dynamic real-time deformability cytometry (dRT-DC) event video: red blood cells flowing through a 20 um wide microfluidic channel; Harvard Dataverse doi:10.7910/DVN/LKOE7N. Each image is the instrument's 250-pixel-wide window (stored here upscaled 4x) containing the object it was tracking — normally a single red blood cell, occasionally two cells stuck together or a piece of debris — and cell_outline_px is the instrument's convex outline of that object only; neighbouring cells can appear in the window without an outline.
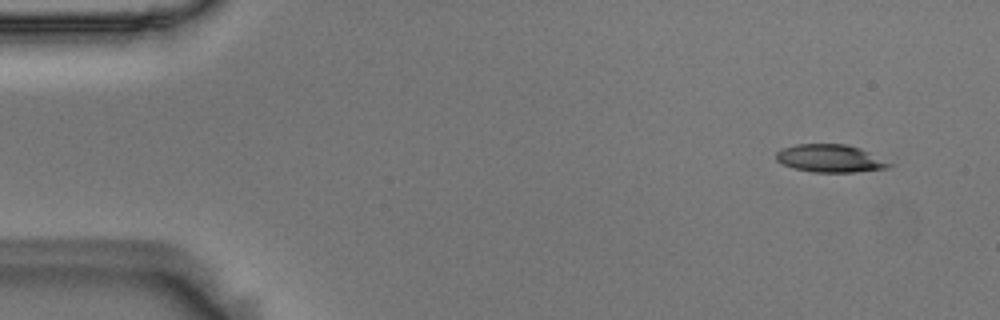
{"species": "Egyptian fruit bat (a non-hibernating species)", "species_latin": "Rousettus aegyptiacus", "temperature_condition": "room temperature", "stored_images_in_passage": 10, "camera_frame_rate_fps": 3000, "um_per_image_px": 0.085, "animal": {"sex": "male"}, "frame": {"image": 1, "passage_image": 1, "time_ms": 0.0, "image_size_px": [1000, 320], "cell_outline_px": [[892, 164], [888, 168], [852, 172], [812, 172], [796, 168], [784, 164], [776, 160], [776, 152], [780, 148], [796, 144], [844, 144], [860, 148]], "centroid_in_image_um": [70.51, 13.45], "position_along_channel_um": 14.5, "area_um2": 18.03}}
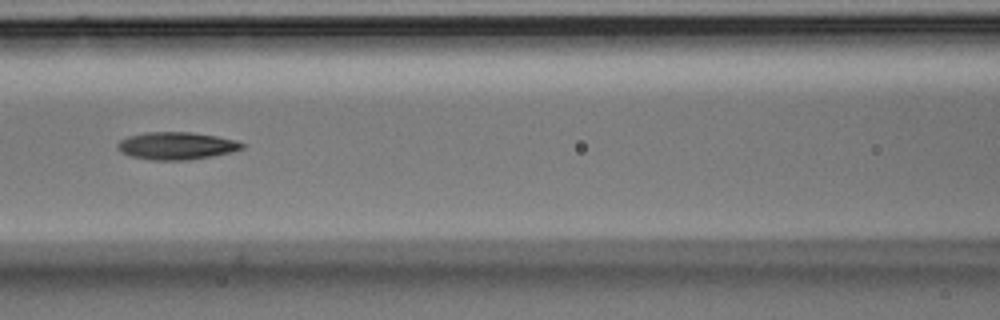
{"frame": {"image": 2, "passage_image": 6, "time_ms": 1.667, "image_size_px": [1000, 320], "cell_outline_px": [[244, 148], [232, 152], [212, 156], [188, 160], [152, 160], [128, 156], [120, 152], [116, 148], [116, 144], [120, 140], [128, 136], [144, 132], [188, 132], [216, 136], [236, 140], [244, 144]], "centroid_in_image_um": [14.95, 12.4], "position_along_channel_um": 151.6, "area_um2": 20.11}}
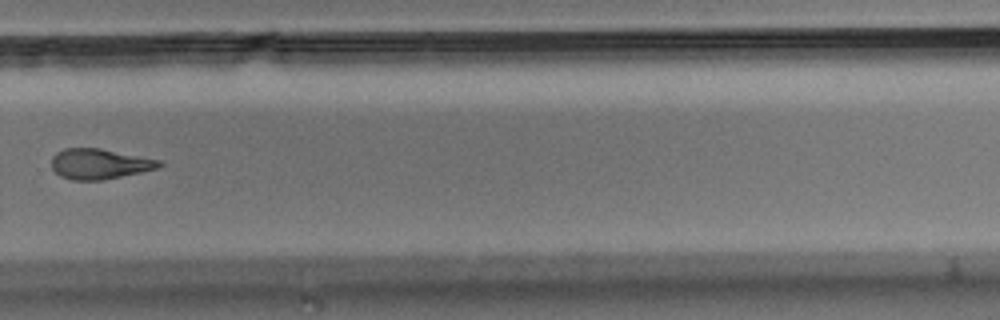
{"frame": {"image": 3, "passage_image": 10, "time_ms": 3.0, "image_size_px": [1000, 320], "cell_outline_px": [[164, 164], [156, 168], [140, 172], [104, 180], [72, 180], [60, 176], [52, 168], [52, 156], [56, 152], [64, 148], [100, 148], [160, 160]], "centroid_in_image_um": [8.43, 13.93], "position_along_channel_um": 321.4, "area_um2": 18.96}}